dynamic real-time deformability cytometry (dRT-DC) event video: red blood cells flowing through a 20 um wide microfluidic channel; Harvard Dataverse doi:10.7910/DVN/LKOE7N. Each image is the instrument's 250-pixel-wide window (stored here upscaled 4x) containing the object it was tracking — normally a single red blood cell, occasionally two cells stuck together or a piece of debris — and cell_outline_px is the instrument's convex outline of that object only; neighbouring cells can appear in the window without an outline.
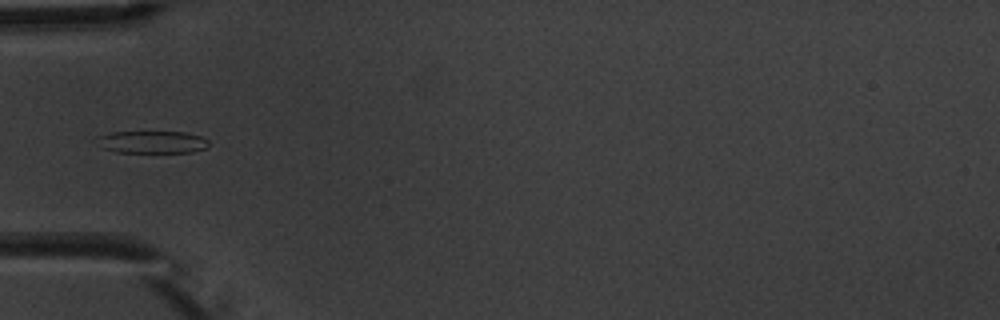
{"species": "common noctule bat (a hibernating species)", "species_latin": "Nyctalus noctula", "temperature_condition": "warm", "stored_images_in_passage": 7, "camera_frame_rate_fps": 3000, "um_per_image_px": 0.085, "animal": {"sex": "male", "body_mass_g": 20.1, "forearm_length_mm": 53.5}, "frame": {"image": 1, "passage_image": 4, "time_ms": 3.667, "image_size_px": [1000, 320], "cell_outline_px": [[208, 148], [192, 152], [116, 152], [104, 148], [100, 136], [112, 132], [184, 132], [200, 136], [208, 140]], "centroid_in_image_um": [13.05, 12.08], "position_along_channel_um": 71.9, "area_um2": 14.16}}
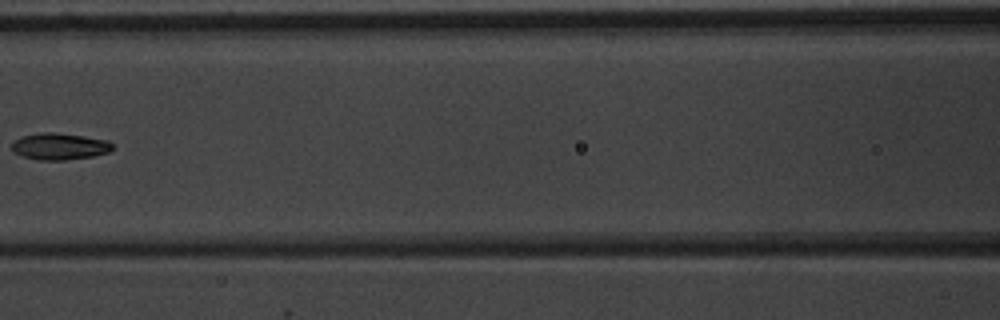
{"frame": {"image": 2, "passage_image": 6, "time_ms": 6.0, "image_size_px": [1000, 320], "cell_outline_px": [[112, 148], [108, 152], [92, 156], [64, 160], [40, 160], [24, 156], [12, 152], [12, 144], [16, 140], [24, 136], [44, 132], [52, 132], [84, 136], [108, 140], [112, 144]], "centroid_in_image_um": [5.07, 12.44], "position_along_channel_um": 161.5, "area_um2": 15.37}}
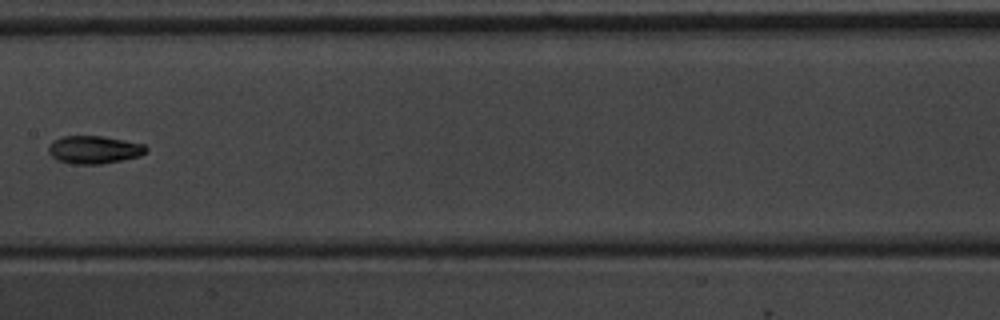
{"frame": {"image": 3, "passage_image": 7, "time_ms": 7.0, "image_size_px": [1000, 320], "cell_outline_px": [[148, 148], [140, 156], [100, 164], [72, 164], [56, 160], [48, 152], [48, 148], [52, 140], [64, 136], [104, 136], [144, 144]], "centroid_in_image_um": [7.96, 12.72], "position_along_channel_um": 199.4, "area_um2": 15.84}}